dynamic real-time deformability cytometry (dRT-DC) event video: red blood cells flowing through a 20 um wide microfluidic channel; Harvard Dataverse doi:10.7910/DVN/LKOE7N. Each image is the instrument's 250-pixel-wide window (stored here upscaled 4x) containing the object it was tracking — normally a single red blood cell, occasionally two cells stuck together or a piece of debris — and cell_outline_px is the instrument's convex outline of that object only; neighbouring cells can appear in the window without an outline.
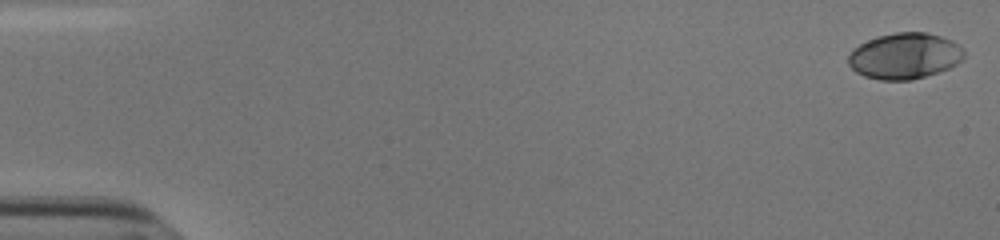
{"species": "human", "species_latin": "Homo sapiens", "temperature_condition": "cold", "stored_images_in_passage": 46, "camera_frame_rate_fps": 3000, "um_per_image_px": 0.085, "donor": {"sex": "male"}, "frame": {"image": 1, "passage_image": 1, "time_ms": 0.0, "image_size_px": [1000, 240], "cell_outline_px": [[964, 60], [948, 68], [912, 80], [880, 80], [864, 76], [856, 72], [848, 64], [848, 56], [852, 48], [876, 36], [896, 32], [928, 32], [952, 40], [964, 52]], "centroid_in_image_um": [76.87, 4.75], "position_along_channel_um": 8.1, "area_um2": 31.04}}
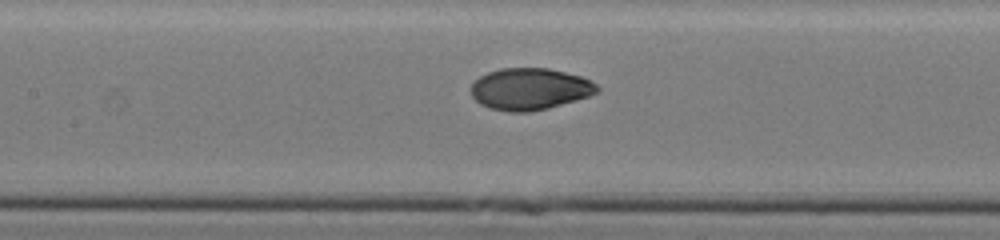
{"frame": {"image": 2, "passage_image": 26, "time_ms": 8.333, "image_size_px": [1000, 240], "cell_outline_px": [[600, 92], [576, 100], [548, 108], [528, 112], [508, 112], [488, 108], [480, 104], [472, 96], [472, 84], [480, 76], [488, 72], [500, 68], [548, 68], [580, 76], [592, 80], [600, 88]], "centroid_in_image_um": [45.05, 7.57], "position_along_channel_um": 162.4, "area_um2": 30.75}}
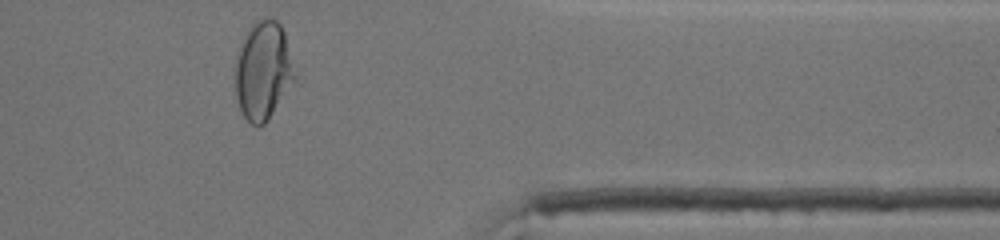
{"frame": {"image": 3, "passage_image": 45, "time_ms": 14.667, "image_size_px": [1000, 240], "cell_outline_px": [[296, 80], [264, 124], [252, 124], [240, 112], [236, 96], [236, 64], [240, 48], [248, 28], [252, 20], [264, 16], [268, 16], [276, 20], [280, 24], [284, 32], [296, 76]], "centroid_in_image_um": [22.37, 5.95], "position_along_channel_um": 389.0, "area_um2": 33.87}, "authors_computed_cell_mechanics": {"area_um2": 30.6918, "velocity_mm_per_s": 3.8242, "shape_relaxation_time_tau1_ms": 3.7263, "shape_relaxation_time_tau2_ms": 0.8636, "deformation_change_tau1": 0.1676, "deformation_change_tau2": 0.0387}}